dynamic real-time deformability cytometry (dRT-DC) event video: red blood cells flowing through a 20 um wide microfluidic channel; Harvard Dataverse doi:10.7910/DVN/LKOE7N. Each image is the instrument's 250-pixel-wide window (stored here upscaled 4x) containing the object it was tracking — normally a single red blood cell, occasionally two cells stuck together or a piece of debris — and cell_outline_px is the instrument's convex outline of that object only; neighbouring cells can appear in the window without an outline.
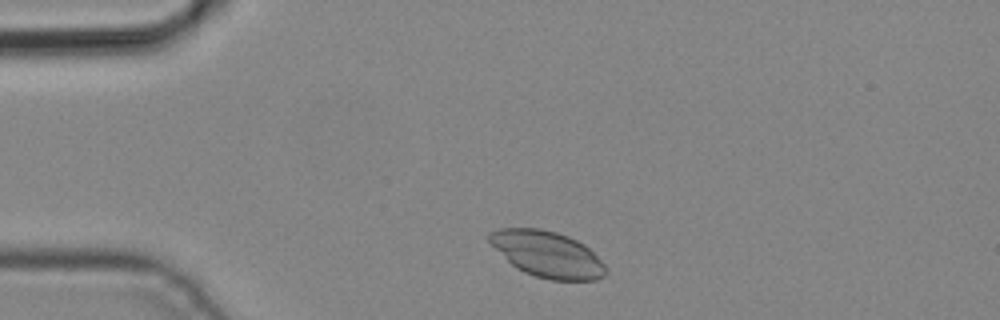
{"species": "common noctule bat (a hibernating species)", "species_latin": "Nyctalus noctula", "temperature_condition": "cold", "stored_images_in_passage": 3, "camera_frame_rate_fps": 3000, "um_per_image_px": 0.085, "animal": {"sex": "male", "body_mass_g": 19.2, "forearm_length_mm": 51.8}, "frame": {"image": 1, "passage_image": 1, "time_ms": 0.0, "image_size_px": [1000, 320], "cell_outline_px": [[608, 272], [604, 276], [596, 280], [548, 280], [524, 272], [516, 268], [488, 240], [488, 232], [500, 228], [540, 228], [556, 232], [568, 236], [584, 244], [608, 268]], "centroid_in_image_um": [46.54, 21.61], "position_along_channel_um": 38.5, "area_um2": 31.1}}